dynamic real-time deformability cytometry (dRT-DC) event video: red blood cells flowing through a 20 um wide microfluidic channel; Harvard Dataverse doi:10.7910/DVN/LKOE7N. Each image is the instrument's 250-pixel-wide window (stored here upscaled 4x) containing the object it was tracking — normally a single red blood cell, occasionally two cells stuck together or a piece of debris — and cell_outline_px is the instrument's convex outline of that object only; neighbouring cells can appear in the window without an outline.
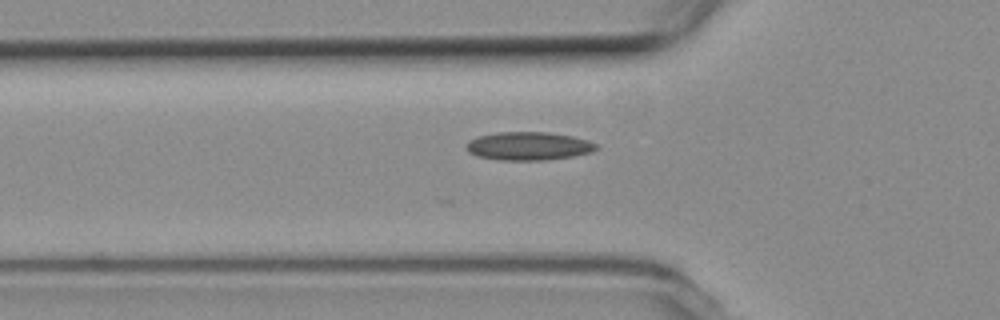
{"species": "common noctule bat (a hibernating species)", "species_latin": "Nyctalus noctula", "temperature_condition": "room temperature", "stored_images_in_passage": 45, "camera_frame_rate_fps": 3000, "um_per_image_px": 0.085, "animal": {"sex": "female", "body_mass_g": 19.3, "forearm_length_mm": 54.1}, "frame": {"image": 1, "passage_image": 14, "time_ms": 4.333, "image_size_px": [1000, 320], "cell_outline_px": [[600, 148], [592, 152], [572, 156], [544, 160], [500, 160], [476, 156], [468, 152], [468, 140], [480, 136], [496, 132], [548, 132], [572, 136], [588, 140], [596, 144]], "centroid_in_image_um": [44.95, 12.41], "position_along_channel_um": 80.9, "area_um2": 21.39}}
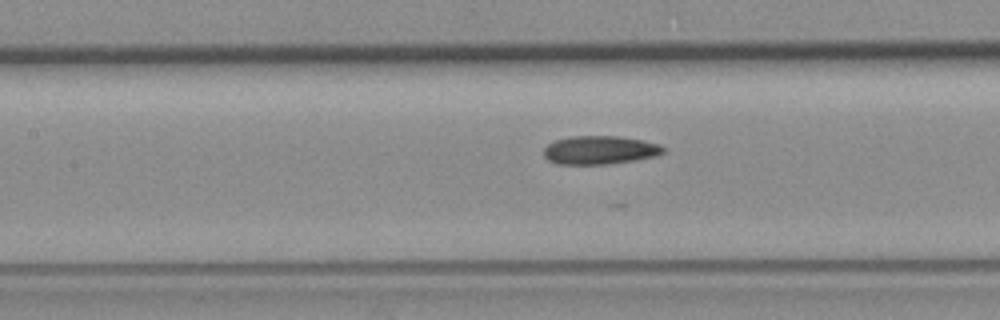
{"frame": {"image": 2, "passage_image": 20, "time_ms": 6.333, "image_size_px": [1000, 320], "cell_outline_px": [[664, 152], [656, 156], [636, 160], [608, 164], [556, 164], [548, 160], [544, 156], [544, 148], [548, 144], [556, 140], [572, 136], [616, 136], [640, 140], [660, 144], [664, 148]], "centroid_in_image_um": [50.97, 12.76], "position_along_channel_um": 156.4, "area_um2": 19.77}}
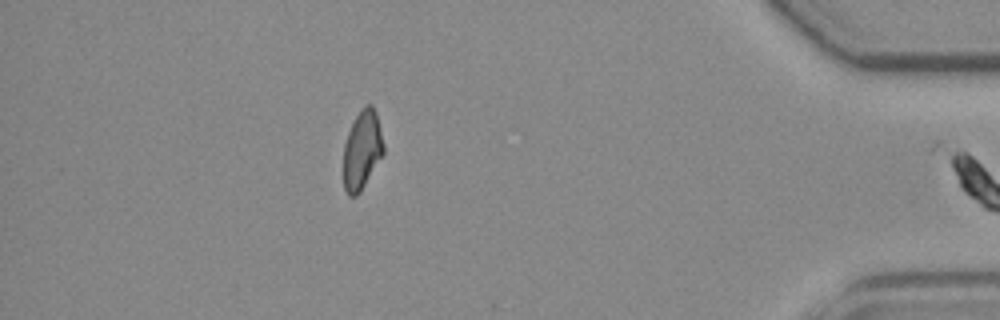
{"frame": {"image": 3, "passage_image": 44, "time_ms": 14.333, "image_size_px": [1000, 320], "cell_outline_px": [[384, 152], [360, 192], [356, 196], [348, 196], [344, 188], [344, 144], [348, 132], [356, 116], [364, 104], [372, 104], [376, 112], [384, 144]], "centroid_in_image_um": [30.78, 12.73], "position_along_channel_um": 404.4, "area_um2": 18.26}}